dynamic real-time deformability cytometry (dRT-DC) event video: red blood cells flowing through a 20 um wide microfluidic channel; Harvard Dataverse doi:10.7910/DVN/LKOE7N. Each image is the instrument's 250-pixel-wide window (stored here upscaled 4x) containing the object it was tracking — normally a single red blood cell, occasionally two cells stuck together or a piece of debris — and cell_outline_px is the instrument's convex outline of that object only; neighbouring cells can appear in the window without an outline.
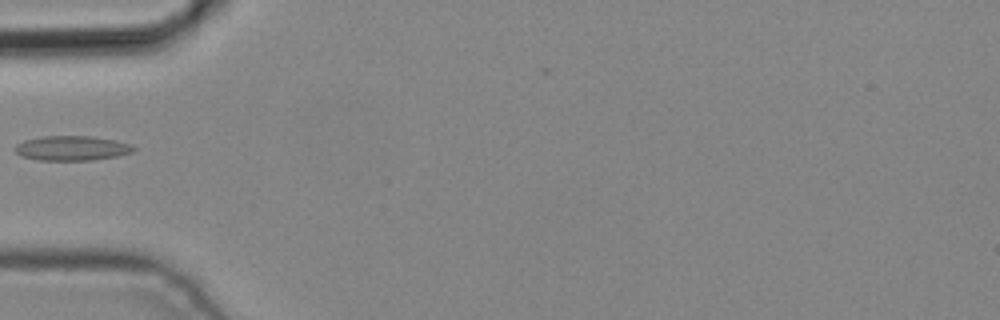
{"species": "common noctule bat (a hibernating species)", "species_latin": "Nyctalus noctula", "temperature_condition": "cold", "stored_images_in_passage": 6, "camera_frame_rate_fps": 3000, "um_per_image_px": 0.085, "animal": {"sex": "male", "body_mass_g": 19.2, "forearm_length_mm": 51.8}, "frame": {"image": 1, "passage_image": 5, "time_ms": 1.333, "image_size_px": [1000, 320], "cell_outline_px": [[136, 148], [132, 152], [116, 156], [92, 160], [40, 160], [20, 156], [16, 152], [16, 144], [24, 140], [44, 136], [92, 136], [112, 140], [128, 144]], "centroid_in_image_um": [6.07, 12.59], "position_along_channel_um": 78.9, "area_um2": 16.82}}